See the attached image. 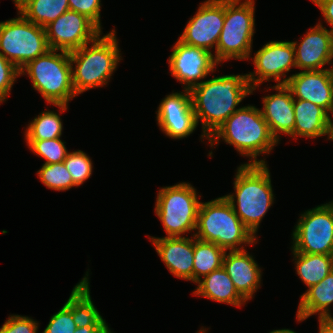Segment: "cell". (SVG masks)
I'll return each mask as SVG.
<instances>
[{
	"mask_svg": "<svg viewBox=\"0 0 333 333\" xmlns=\"http://www.w3.org/2000/svg\"><path fill=\"white\" fill-rule=\"evenodd\" d=\"M63 162L77 187L89 179L92 174L93 163L90 157L81 150L69 152Z\"/></svg>",
	"mask_w": 333,
	"mask_h": 333,
	"instance_id": "4dcf8cb0",
	"label": "cell"
},
{
	"mask_svg": "<svg viewBox=\"0 0 333 333\" xmlns=\"http://www.w3.org/2000/svg\"><path fill=\"white\" fill-rule=\"evenodd\" d=\"M14 3L19 13L41 27L70 10L68 0H15Z\"/></svg>",
	"mask_w": 333,
	"mask_h": 333,
	"instance_id": "d4e9b609",
	"label": "cell"
},
{
	"mask_svg": "<svg viewBox=\"0 0 333 333\" xmlns=\"http://www.w3.org/2000/svg\"><path fill=\"white\" fill-rule=\"evenodd\" d=\"M199 280L194 295L241 307L246 300L237 292L226 270L221 267Z\"/></svg>",
	"mask_w": 333,
	"mask_h": 333,
	"instance_id": "7402d4cb",
	"label": "cell"
},
{
	"mask_svg": "<svg viewBox=\"0 0 333 333\" xmlns=\"http://www.w3.org/2000/svg\"><path fill=\"white\" fill-rule=\"evenodd\" d=\"M277 93L264 96L261 114L268 124L271 135L280 141L279 134H287L293 137L295 124L293 96L286 85H274L271 89Z\"/></svg>",
	"mask_w": 333,
	"mask_h": 333,
	"instance_id": "d6986e66",
	"label": "cell"
},
{
	"mask_svg": "<svg viewBox=\"0 0 333 333\" xmlns=\"http://www.w3.org/2000/svg\"><path fill=\"white\" fill-rule=\"evenodd\" d=\"M314 4L319 7L320 11L325 22L328 23L331 28L330 30L333 31V0H311Z\"/></svg>",
	"mask_w": 333,
	"mask_h": 333,
	"instance_id": "d590c367",
	"label": "cell"
},
{
	"mask_svg": "<svg viewBox=\"0 0 333 333\" xmlns=\"http://www.w3.org/2000/svg\"><path fill=\"white\" fill-rule=\"evenodd\" d=\"M18 76H21L20 70L0 53V103L10 95L9 92Z\"/></svg>",
	"mask_w": 333,
	"mask_h": 333,
	"instance_id": "d6a6232c",
	"label": "cell"
},
{
	"mask_svg": "<svg viewBox=\"0 0 333 333\" xmlns=\"http://www.w3.org/2000/svg\"><path fill=\"white\" fill-rule=\"evenodd\" d=\"M196 230L194 237L215 243L225 251L244 250L241 245L257 242L224 196L200 203Z\"/></svg>",
	"mask_w": 333,
	"mask_h": 333,
	"instance_id": "5b68a950",
	"label": "cell"
},
{
	"mask_svg": "<svg viewBox=\"0 0 333 333\" xmlns=\"http://www.w3.org/2000/svg\"><path fill=\"white\" fill-rule=\"evenodd\" d=\"M206 329H204V328H201L198 332H196V333H206Z\"/></svg>",
	"mask_w": 333,
	"mask_h": 333,
	"instance_id": "60d3db41",
	"label": "cell"
},
{
	"mask_svg": "<svg viewBox=\"0 0 333 333\" xmlns=\"http://www.w3.org/2000/svg\"><path fill=\"white\" fill-rule=\"evenodd\" d=\"M225 250L215 243L206 242L194 237L193 282L197 283L211 272L223 265Z\"/></svg>",
	"mask_w": 333,
	"mask_h": 333,
	"instance_id": "4316f807",
	"label": "cell"
},
{
	"mask_svg": "<svg viewBox=\"0 0 333 333\" xmlns=\"http://www.w3.org/2000/svg\"><path fill=\"white\" fill-rule=\"evenodd\" d=\"M295 124L293 138L315 139L327 135L329 113L322 107L301 99L293 98Z\"/></svg>",
	"mask_w": 333,
	"mask_h": 333,
	"instance_id": "44dd1931",
	"label": "cell"
},
{
	"mask_svg": "<svg viewBox=\"0 0 333 333\" xmlns=\"http://www.w3.org/2000/svg\"><path fill=\"white\" fill-rule=\"evenodd\" d=\"M329 319H330V321L333 323V317L331 316Z\"/></svg>",
	"mask_w": 333,
	"mask_h": 333,
	"instance_id": "b9f144b4",
	"label": "cell"
},
{
	"mask_svg": "<svg viewBox=\"0 0 333 333\" xmlns=\"http://www.w3.org/2000/svg\"><path fill=\"white\" fill-rule=\"evenodd\" d=\"M319 320V333H333V323L330 319Z\"/></svg>",
	"mask_w": 333,
	"mask_h": 333,
	"instance_id": "74e56055",
	"label": "cell"
},
{
	"mask_svg": "<svg viewBox=\"0 0 333 333\" xmlns=\"http://www.w3.org/2000/svg\"><path fill=\"white\" fill-rule=\"evenodd\" d=\"M223 24L224 0H207L200 4L178 40L212 53L211 48L216 50Z\"/></svg>",
	"mask_w": 333,
	"mask_h": 333,
	"instance_id": "4fadbf2b",
	"label": "cell"
},
{
	"mask_svg": "<svg viewBox=\"0 0 333 333\" xmlns=\"http://www.w3.org/2000/svg\"><path fill=\"white\" fill-rule=\"evenodd\" d=\"M50 49L73 51L90 44L102 31L86 16L68 10L45 27Z\"/></svg>",
	"mask_w": 333,
	"mask_h": 333,
	"instance_id": "8fae6325",
	"label": "cell"
},
{
	"mask_svg": "<svg viewBox=\"0 0 333 333\" xmlns=\"http://www.w3.org/2000/svg\"><path fill=\"white\" fill-rule=\"evenodd\" d=\"M220 138L233 145L242 156L251 158L246 164H266L265 159L258 160L257 156L269 154L278 144L260 109L252 105L239 107L225 120L210 137L211 147L217 145Z\"/></svg>",
	"mask_w": 333,
	"mask_h": 333,
	"instance_id": "3957f363",
	"label": "cell"
},
{
	"mask_svg": "<svg viewBox=\"0 0 333 333\" xmlns=\"http://www.w3.org/2000/svg\"><path fill=\"white\" fill-rule=\"evenodd\" d=\"M17 15L0 22V53L20 70L50 48L45 28Z\"/></svg>",
	"mask_w": 333,
	"mask_h": 333,
	"instance_id": "9c48e42d",
	"label": "cell"
},
{
	"mask_svg": "<svg viewBox=\"0 0 333 333\" xmlns=\"http://www.w3.org/2000/svg\"><path fill=\"white\" fill-rule=\"evenodd\" d=\"M148 237L170 273L177 278L193 282L194 235L192 238Z\"/></svg>",
	"mask_w": 333,
	"mask_h": 333,
	"instance_id": "ac0fdd59",
	"label": "cell"
},
{
	"mask_svg": "<svg viewBox=\"0 0 333 333\" xmlns=\"http://www.w3.org/2000/svg\"><path fill=\"white\" fill-rule=\"evenodd\" d=\"M283 80L293 98L310 101L330 112L333 107V65L324 70L301 71Z\"/></svg>",
	"mask_w": 333,
	"mask_h": 333,
	"instance_id": "2e32d148",
	"label": "cell"
},
{
	"mask_svg": "<svg viewBox=\"0 0 333 333\" xmlns=\"http://www.w3.org/2000/svg\"><path fill=\"white\" fill-rule=\"evenodd\" d=\"M37 175L40 181L52 190L66 191L74 186L77 187L64 162L43 164Z\"/></svg>",
	"mask_w": 333,
	"mask_h": 333,
	"instance_id": "f1b7e54d",
	"label": "cell"
},
{
	"mask_svg": "<svg viewBox=\"0 0 333 333\" xmlns=\"http://www.w3.org/2000/svg\"><path fill=\"white\" fill-rule=\"evenodd\" d=\"M27 146L36 155L45 159L44 164L61 163L69 153L60 138L47 140H26Z\"/></svg>",
	"mask_w": 333,
	"mask_h": 333,
	"instance_id": "f546056e",
	"label": "cell"
},
{
	"mask_svg": "<svg viewBox=\"0 0 333 333\" xmlns=\"http://www.w3.org/2000/svg\"><path fill=\"white\" fill-rule=\"evenodd\" d=\"M295 51L296 68L303 71L324 70L323 66L331 65L333 60V31L319 22L308 30L301 42L292 41Z\"/></svg>",
	"mask_w": 333,
	"mask_h": 333,
	"instance_id": "e0dca14e",
	"label": "cell"
},
{
	"mask_svg": "<svg viewBox=\"0 0 333 333\" xmlns=\"http://www.w3.org/2000/svg\"><path fill=\"white\" fill-rule=\"evenodd\" d=\"M270 333H296V332L291 329H278V330L270 331Z\"/></svg>",
	"mask_w": 333,
	"mask_h": 333,
	"instance_id": "ab89813d",
	"label": "cell"
},
{
	"mask_svg": "<svg viewBox=\"0 0 333 333\" xmlns=\"http://www.w3.org/2000/svg\"><path fill=\"white\" fill-rule=\"evenodd\" d=\"M253 63L256 71L247 75L252 93L259 84L270 79L277 82L276 85H284L281 78L295 65V51L291 41H269L255 52Z\"/></svg>",
	"mask_w": 333,
	"mask_h": 333,
	"instance_id": "7c38bea8",
	"label": "cell"
},
{
	"mask_svg": "<svg viewBox=\"0 0 333 333\" xmlns=\"http://www.w3.org/2000/svg\"><path fill=\"white\" fill-rule=\"evenodd\" d=\"M74 333H113L108 326L77 327Z\"/></svg>",
	"mask_w": 333,
	"mask_h": 333,
	"instance_id": "8d00e7d4",
	"label": "cell"
},
{
	"mask_svg": "<svg viewBox=\"0 0 333 333\" xmlns=\"http://www.w3.org/2000/svg\"><path fill=\"white\" fill-rule=\"evenodd\" d=\"M59 51V53H57ZM28 74L32 86L61 113L76 97L72 84V64L68 51L49 49L44 55L28 62L20 69V75Z\"/></svg>",
	"mask_w": 333,
	"mask_h": 333,
	"instance_id": "8992f818",
	"label": "cell"
},
{
	"mask_svg": "<svg viewBox=\"0 0 333 333\" xmlns=\"http://www.w3.org/2000/svg\"><path fill=\"white\" fill-rule=\"evenodd\" d=\"M168 58L170 74L190 90L215 71L218 63L212 53L177 41ZM215 67V68H214Z\"/></svg>",
	"mask_w": 333,
	"mask_h": 333,
	"instance_id": "5bb4252c",
	"label": "cell"
},
{
	"mask_svg": "<svg viewBox=\"0 0 333 333\" xmlns=\"http://www.w3.org/2000/svg\"><path fill=\"white\" fill-rule=\"evenodd\" d=\"M227 253L224 254L222 267L226 270L237 292L248 302L261 286V268L245 249Z\"/></svg>",
	"mask_w": 333,
	"mask_h": 333,
	"instance_id": "ffe728a7",
	"label": "cell"
},
{
	"mask_svg": "<svg viewBox=\"0 0 333 333\" xmlns=\"http://www.w3.org/2000/svg\"><path fill=\"white\" fill-rule=\"evenodd\" d=\"M292 236L296 252L333 255V202L301 214Z\"/></svg>",
	"mask_w": 333,
	"mask_h": 333,
	"instance_id": "30bf717a",
	"label": "cell"
},
{
	"mask_svg": "<svg viewBox=\"0 0 333 333\" xmlns=\"http://www.w3.org/2000/svg\"><path fill=\"white\" fill-rule=\"evenodd\" d=\"M233 184L235 195H225L224 198L256 237L260 222L275 199L267 164H241Z\"/></svg>",
	"mask_w": 333,
	"mask_h": 333,
	"instance_id": "7a4b0ae2",
	"label": "cell"
},
{
	"mask_svg": "<svg viewBox=\"0 0 333 333\" xmlns=\"http://www.w3.org/2000/svg\"><path fill=\"white\" fill-rule=\"evenodd\" d=\"M197 125L201 120V138L210 137L224 124L242 100L252 94L247 75L213 77L190 90Z\"/></svg>",
	"mask_w": 333,
	"mask_h": 333,
	"instance_id": "6da1fadb",
	"label": "cell"
},
{
	"mask_svg": "<svg viewBox=\"0 0 333 333\" xmlns=\"http://www.w3.org/2000/svg\"><path fill=\"white\" fill-rule=\"evenodd\" d=\"M184 92V93H183ZM167 95L159 104L157 124L172 139H182L195 131L197 125L190 91Z\"/></svg>",
	"mask_w": 333,
	"mask_h": 333,
	"instance_id": "9a60e30c",
	"label": "cell"
},
{
	"mask_svg": "<svg viewBox=\"0 0 333 333\" xmlns=\"http://www.w3.org/2000/svg\"><path fill=\"white\" fill-rule=\"evenodd\" d=\"M113 29L90 44L69 52L72 84L76 95L107 85L120 62V49ZM75 64V66L73 65Z\"/></svg>",
	"mask_w": 333,
	"mask_h": 333,
	"instance_id": "277c9868",
	"label": "cell"
},
{
	"mask_svg": "<svg viewBox=\"0 0 333 333\" xmlns=\"http://www.w3.org/2000/svg\"><path fill=\"white\" fill-rule=\"evenodd\" d=\"M300 298L296 316L298 322L317 313L319 319H329L332 316L329 308L333 303V271L321 282L308 288Z\"/></svg>",
	"mask_w": 333,
	"mask_h": 333,
	"instance_id": "603a6c76",
	"label": "cell"
},
{
	"mask_svg": "<svg viewBox=\"0 0 333 333\" xmlns=\"http://www.w3.org/2000/svg\"><path fill=\"white\" fill-rule=\"evenodd\" d=\"M254 4V0H224V24L213 55L218 64L250 57L255 33Z\"/></svg>",
	"mask_w": 333,
	"mask_h": 333,
	"instance_id": "52a82bcc",
	"label": "cell"
},
{
	"mask_svg": "<svg viewBox=\"0 0 333 333\" xmlns=\"http://www.w3.org/2000/svg\"><path fill=\"white\" fill-rule=\"evenodd\" d=\"M38 322L28 316L10 315L0 333H38Z\"/></svg>",
	"mask_w": 333,
	"mask_h": 333,
	"instance_id": "836d02e7",
	"label": "cell"
},
{
	"mask_svg": "<svg viewBox=\"0 0 333 333\" xmlns=\"http://www.w3.org/2000/svg\"><path fill=\"white\" fill-rule=\"evenodd\" d=\"M196 189L186 182L159 189L155 213L163 224L166 237H182L196 230L200 201Z\"/></svg>",
	"mask_w": 333,
	"mask_h": 333,
	"instance_id": "ba28073f",
	"label": "cell"
},
{
	"mask_svg": "<svg viewBox=\"0 0 333 333\" xmlns=\"http://www.w3.org/2000/svg\"><path fill=\"white\" fill-rule=\"evenodd\" d=\"M77 326L72 317V292L69 299L63 307L54 315L51 316L50 321L44 333H74Z\"/></svg>",
	"mask_w": 333,
	"mask_h": 333,
	"instance_id": "1f68e13d",
	"label": "cell"
},
{
	"mask_svg": "<svg viewBox=\"0 0 333 333\" xmlns=\"http://www.w3.org/2000/svg\"><path fill=\"white\" fill-rule=\"evenodd\" d=\"M296 271L302 282L310 288L333 271V255L306 254L292 250Z\"/></svg>",
	"mask_w": 333,
	"mask_h": 333,
	"instance_id": "484cf974",
	"label": "cell"
},
{
	"mask_svg": "<svg viewBox=\"0 0 333 333\" xmlns=\"http://www.w3.org/2000/svg\"><path fill=\"white\" fill-rule=\"evenodd\" d=\"M333 116V107L331 108L330 112ZM333 118V117H332ZM332 118L329 116V120H328V128H327V136L328 138L327 139H331L333 140V120Z\"/></svg>",
	"mask_w": 333,
	"mask_h": 333,
	"instance_id": "f35d334b",
	"label": "cell"
},
{
	"mask_svg": "<svg viewBox=\"0 0 333 333\" xmlns=\"http://www.w3.org/2000/svg\"><path fill=\"white\" fill-rule=\"evenodd\" d=\"M63 124L57 112L46 110L28 124L25 140H47L60 138Z\"/></svg>",
	"mask_w": 333,
	"mask_h": 333,
	"instance_id": "83f0119b",
	"label": "cell"
},
{
	"mask_svg": "<svg viewBox=\"0 0 333 333\" xmlns=\"http://www.w3.org/2000/svg\"><path fill=\"white\" fill-rule=\"evenodd\" d=\"M69 8L90 19L100 30L101 0H68Z\"/></svg>",
	"mask_w": 333,
	"mask_h": 333,
	"instance_id": "e575fe53",
	"label": "cell"
},
{
	"mask_svg": "<svg viewBox=\"0 0 333 333\" xmlns=\"http://www.w3.org/2000/svg\"><path fill=\"white\" fill-rule=\"evenodd\" d=\"M89 273L72 290V317L77 327L108 326L90 296Z\"/></svg>",
	"mask_w": 333,
	"mask_h": 333,
	"instance_id": "cb8c5ba5",
	"label": "cell"
}]
</instances>
